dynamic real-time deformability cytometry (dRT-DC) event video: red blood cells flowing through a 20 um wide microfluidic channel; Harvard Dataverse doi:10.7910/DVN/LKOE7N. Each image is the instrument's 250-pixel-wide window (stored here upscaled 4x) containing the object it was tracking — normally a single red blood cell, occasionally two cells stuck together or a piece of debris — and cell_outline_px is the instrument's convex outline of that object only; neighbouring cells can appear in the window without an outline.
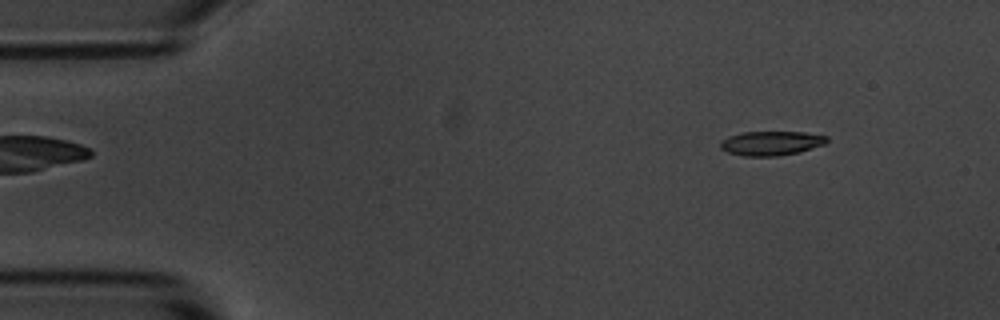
{"species": "common noctule bat (a hibernating species)", "species_latin": "Nyctalus noctula", "temperature_condition": "room temperature", "stored_images_in_passage": 4, "camera_frame_rate_fps": 3000, "um_per_image_px": 0.085, "animal": {"sex": "male", "body_mass_g": 20.1, "forearm_length_mm": 53.5}, "frame": {"image": 1, "passage_image": 1, "time_ms": 0.0, "image_size_px": [1000, 320], "cell_outline_px": [[828, 140], [824, 144], [800, 152], [780, 156], [744, 156], [728, 152], [720, 148], [720, 140], [728, 136], [740, 132], [804, 132], [828, 136]], "centroid_in_image_um": [65.53, 12.17], "position_along_channel_um": 19.5, "area_um2": 15.2}}
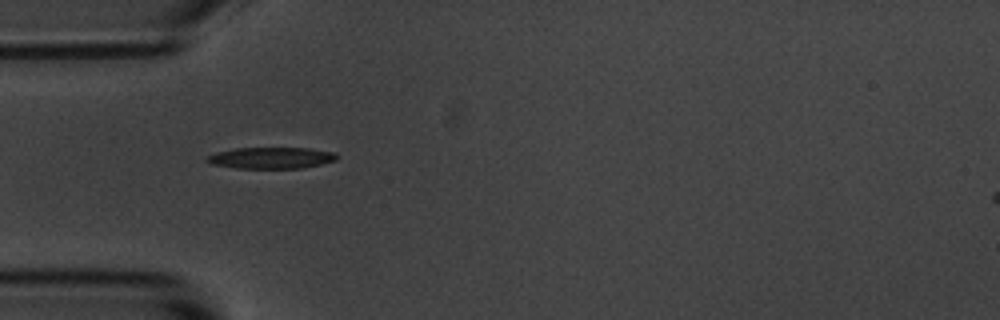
{"frame": {"image": 2, "passage_image": 3, "time_ms": 3.333, "image_size_px": [1000, 320], "cell_outline_px": [[340, 156], [336, 160], [304, 168], [236, 168], [208, 164], [204, 160], [208, 156], [216, 152], [236, 148], [308, 148], [336, 152]], "centroid_in_image_um": [23.05, 13.42], "position_along_channel_um": 62.0, "area_um2": 16.36}}